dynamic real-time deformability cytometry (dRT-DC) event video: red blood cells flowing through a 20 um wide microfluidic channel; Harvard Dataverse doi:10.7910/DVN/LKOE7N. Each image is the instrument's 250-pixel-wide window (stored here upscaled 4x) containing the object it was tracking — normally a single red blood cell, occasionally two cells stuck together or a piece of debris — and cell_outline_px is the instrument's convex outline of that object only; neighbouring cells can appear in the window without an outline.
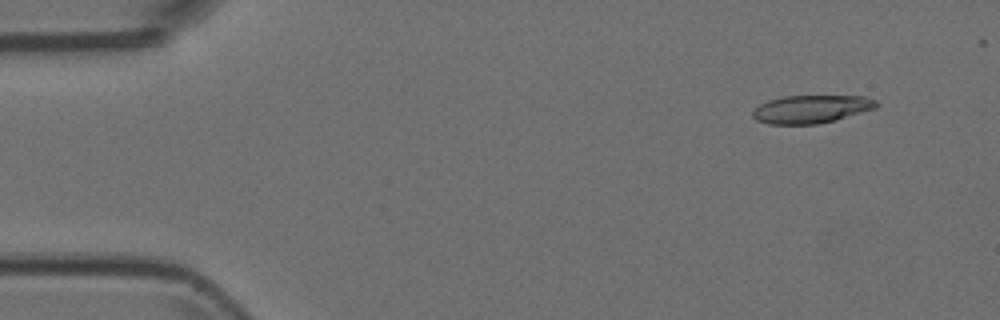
{"species": "Egyptian fruit bat (a non-hibernating species)", "species_latin": "Rousettus aegyptiacus", "temperature_condition": "room temperature", "stored_images_in_passage": 4, "camera_frame_rate_fps": 3000, "um_per_image_px": 0.085, "animal": {"sex": "female"}, "frame": {"image": 1, "passage_image": 2, "time_ms": 0.333, "image_size_px": [1000, 320], "cell_outline_px": [[880, 104], [876, 108], [836, 120], [816, 124], [768, 124], [756, 120], [752, 116], [752, 112], [760, 104], [768, 100], [784, 96], [864, 96], [876, 100]], "centroid_in_image_um": [68.97, 9.27], "position_along_channel_um": 16.0, "area_um2": 20.23}}